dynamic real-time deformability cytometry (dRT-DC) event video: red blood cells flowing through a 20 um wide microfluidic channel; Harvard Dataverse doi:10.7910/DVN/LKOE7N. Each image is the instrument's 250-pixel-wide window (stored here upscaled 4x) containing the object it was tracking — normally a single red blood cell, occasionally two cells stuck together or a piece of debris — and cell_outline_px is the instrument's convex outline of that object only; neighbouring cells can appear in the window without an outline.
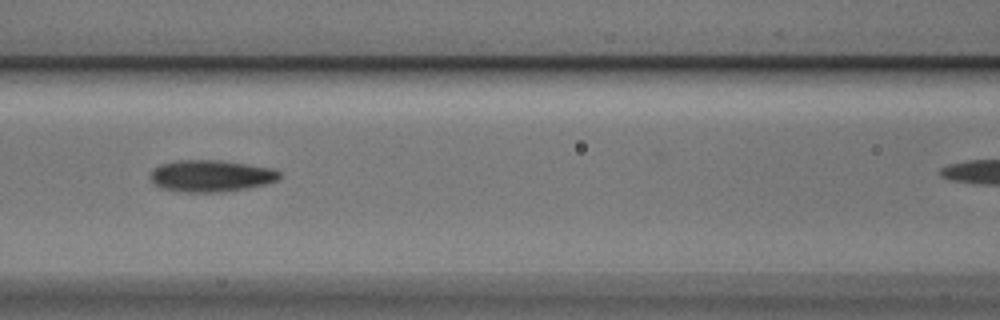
{"species": "Egyptian fruit bat (a non-hibernating species)", "species_latin": "Rousettus aegyptiacus", "temperature_condition": "cold", "stored_images_in_passage": 8, "camera_frame_rate_fps": 3000, "um_per_image_px": 0.085, "animal": {"sex": "male"}, "frame": {"image": 1, "passage_image": 5, "time_ms": 1.333, "image_size_px": [1000, 320], "cell_outline_px": [[280, 176], [276, 180], [264, 184], [248, 188], [220, 192], [180, 192], [160, 188], [152, 180], [152, 168], [160, 164], [180, 160], [220, 160], [272, 168], [280, 172]], "centroid_in_image_um": [17.91, 14.95], "position_along_channel_um": 148.7, "area_um2": 23.76}}
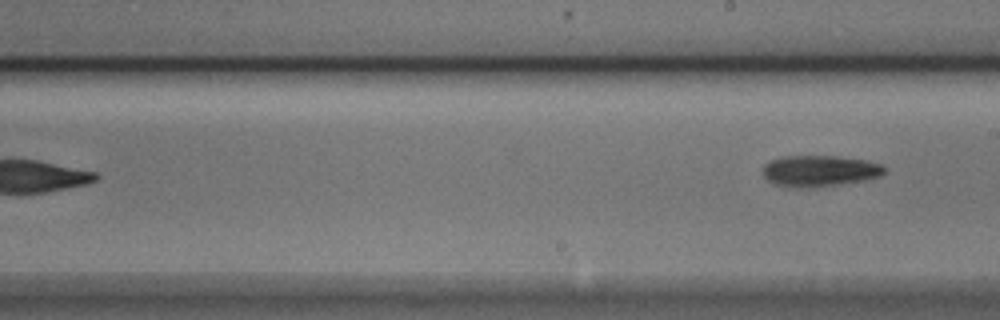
{"frame": {"image": 2, "passage_image": 8, "time_ms": 2.333, "image_size_px": [1000, 320], "cell_outline_px": [[884, 172], [880, 176], [868, 180], [812, 188], [792, 188], [772, 184], [764, 176], [764, 164], [772, 160], [784, 156], [836, 156], [868, 160], [880, 164], [884, 168]], "centroid_in_image_um": [69.66, 14.54], "position_along_channel_um": 219.3, "area_um2": 22.31}}